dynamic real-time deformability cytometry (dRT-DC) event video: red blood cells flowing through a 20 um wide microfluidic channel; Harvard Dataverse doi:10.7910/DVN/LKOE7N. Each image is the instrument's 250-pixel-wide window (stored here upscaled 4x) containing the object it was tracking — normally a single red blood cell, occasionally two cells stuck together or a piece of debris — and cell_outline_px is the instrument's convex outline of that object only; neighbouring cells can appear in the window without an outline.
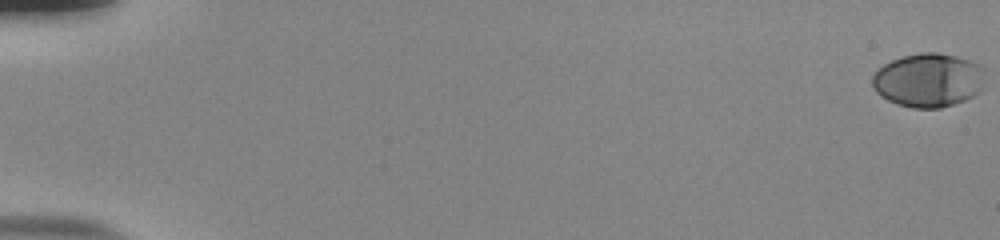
{"species": "human", "species_latin": "Homo sapiens", "temperature_condition": "room temperature", "stored_images_in_passage": 57, "camera_frame_rate_fps": 3000, "um_per_image_px": 0.085, "donor": {"sex": "male"}, "frame": {"image": 1, "passage_image": 1, "time_ms": 0.0, "image_size_px": [1000, 240], "cell_outline_px": [[984, 88], [980, 92], [964, 100], [940, 108], [912, 108], [896, 104], [880, 96], [872, 88], [872, 76], [884, 64], [892, 60], [904, 56], [920, 52], [936, 52], [956, 56], [980, 64], [984, 68]], "centroid_in_image_um": [78.93, 6.82], "position_along_channel_um": 6.1, "area_um2": 35.66}}
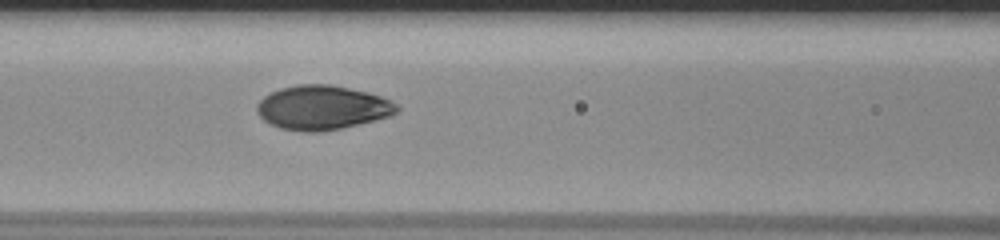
{"frame": {"image": 2, "passage_image": 27, "time_ms": 8.667, "image_size_px": [1000, 240], "cell_outline_px": [[400, 112], [388, 116], [340, 128], [320, 132], [300, 132], [280, 128], [264, 120], [256, 112], [256, 104], [264, 96], [280, 88], [296, 84], [332, 84], [368, 92], [380, 96], [396, 104], [400, 108]], "centroid_in_image_um": [27.36, 9.14], "position_along_channel_um": 139.2, "area_um2": 36.01}}
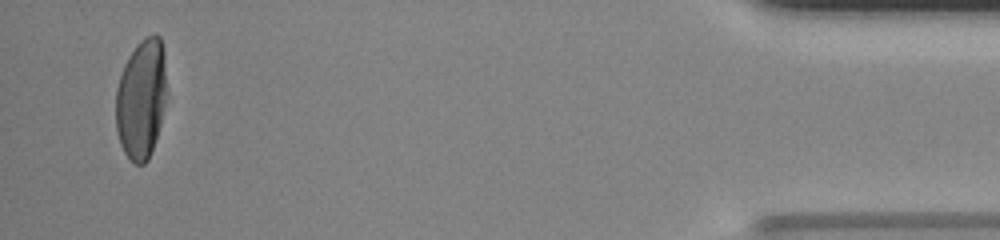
{"frame": {"image": 3, "passage_image": 55, "time_ms": 18.0, "image_size_px": [1000, 240], "cell_outline_px": [[164, 104], [160, 124], [148, 160], [144, 164], [136, 164], [124, 152], [120, 144], [116, 132], [116, 88], [124, 64], [128, 56], [136, 44], [140, 40], [156, 32], [160, 36], [164, 52]], "centroid_in_image_um": [11.97, 8.38], "position_along_channel_um": 423.2, "area_um2": 35.08}, "authors_computed_cell_mechanics": {"area_um2": 35.6626, "velocity_mm_per_s": 3.7928, "shape_relaxation_time_tau1_ms": 3.3406, "shape_relaxation_time_tau2_ms": null, "deformation_change_tau1": 0.1821, "deformation_change_tau2": null}}